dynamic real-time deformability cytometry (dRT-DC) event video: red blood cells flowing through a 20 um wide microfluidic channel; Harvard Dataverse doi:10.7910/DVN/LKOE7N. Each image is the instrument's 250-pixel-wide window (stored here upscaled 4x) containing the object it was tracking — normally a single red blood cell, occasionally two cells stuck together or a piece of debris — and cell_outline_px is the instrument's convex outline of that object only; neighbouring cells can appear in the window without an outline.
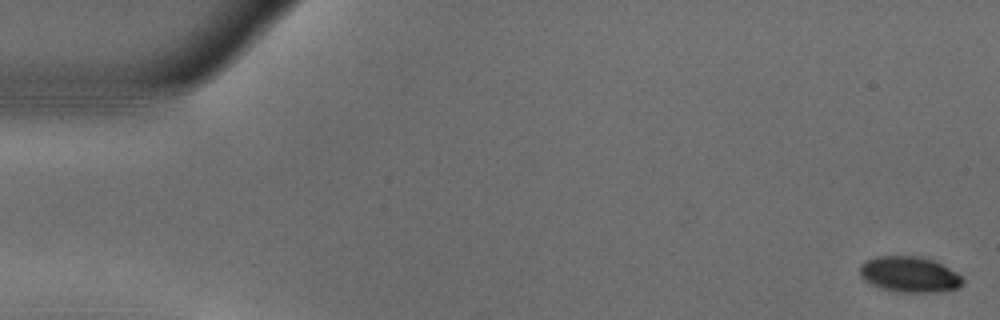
{"species": "common noctule bat (a hibernating species)", "species_latin": "Nyctalus noctula", "temperature_condition": "warm", "stored_images_in_passage": 11, "camera_frame_rate_fps": 3000, "um_per_image_px": 0.085, "animal": {"sex": "male", "body_mass_g": 18.8}, "frame": {"image": 1, "passage_image": 1, "time_ms": 0.0, "image_size_px": [1000, 320], "cell_outline_px": [[964, 284], [956, 288], [936, 292], [896, 292], [880, 288], [864, 280], [860, 276], [860, 264], [864, 260], [876, 256], [920, 256], [932, 260], [956, 272], [964, 280]], "centroid_in_image_um": [77.26, 23.32], "position_along_channel_um": 7.7, "area_um2": 21.44}}